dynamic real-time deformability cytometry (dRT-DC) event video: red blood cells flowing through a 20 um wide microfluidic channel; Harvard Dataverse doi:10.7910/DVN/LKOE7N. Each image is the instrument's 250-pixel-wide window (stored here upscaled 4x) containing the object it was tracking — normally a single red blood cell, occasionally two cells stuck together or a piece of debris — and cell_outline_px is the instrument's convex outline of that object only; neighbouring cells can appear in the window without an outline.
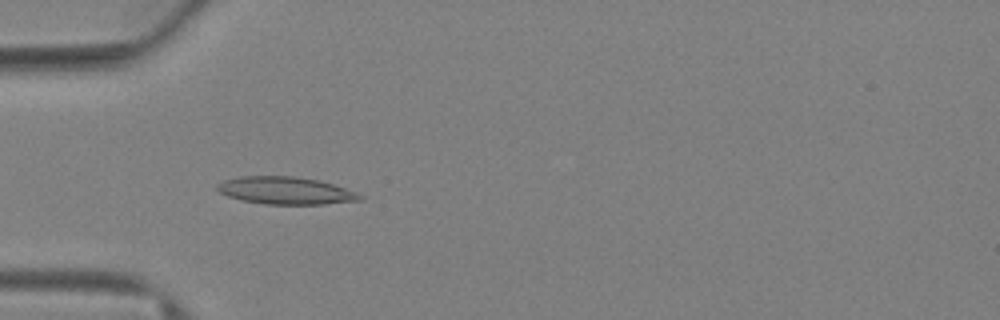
{"species": "Egyptian fruit bat (a non-hibernating species)", "species_latin": "Rousettus aegyptiacus", "temperature_condition": "warm", "stored_images_in_passage": 71, "camera_frame_rate_fps": 3000, "um_per_image_px": 0.085, "animal": {"sex": "female"}, "frame": {"image": 1, "passage_image": 23, "time_ms": 7.333, "image_size_px": [1000, 320], "cell_outline_px": [[364, 196], [360, 200], [324, 204], [264, 204], [240, 200], [228, 196], [220, 192], [216, 188], [216, 184], [224, 180], [240, 176], [292, 176], [316, 180], [332, 184], [356, 192]], "centroid_in_image_um": [24.23, 16.2], "position_along_channel_um": 60.8, "area_um2": 22.66}}
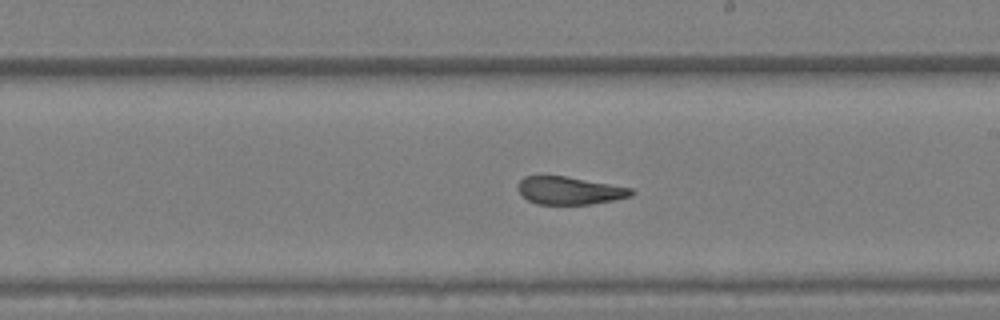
{"frame": {"image": 2, "passage_image": 42, "time_ms": 13.667, "image_size_px": [1000, 320], "cell_outline_px": [[636, 192], [632, 196], [592, 204], [536, 204], [520, 196], [516, 188], [516, 184], [524, 176], [564, 176], [632, 188]], "centroid_in_image_um": [48.36, 16.2], "position_along_channel_um": 240.6, "area_um2": 18.44}}
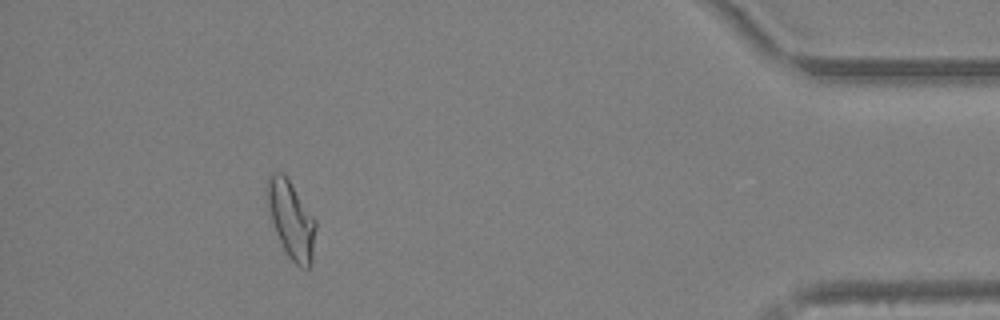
{"frame": {"image": 3, "passage_image": 65, "time_ms": 21.333, "image_size_px": [1000, 320], "cell_outline_px": [[316, 228], [312, 264], [308, 268], [300, 268], [288, 256], [276, 232], [268, 208], [268, 176], [272, 172], [280, 172], [288, 180], [316, 220]], "centroid_in_image_um": [24.78, 18.73], "position_along_channel_um": 410.4, "area_um2": 21.27}, "authors_computed_cell_mechanics": {"area_um2": 20.808, "velocity_mm_per_s": 2.9118, "shape_relaxation_time_tau1_ms": 7.716, "shape_relaxation_time_tau2_ms": 1.9665, "deformation_change_tau1": 0.2002, "deformation_change_tau2": 0.1033}}